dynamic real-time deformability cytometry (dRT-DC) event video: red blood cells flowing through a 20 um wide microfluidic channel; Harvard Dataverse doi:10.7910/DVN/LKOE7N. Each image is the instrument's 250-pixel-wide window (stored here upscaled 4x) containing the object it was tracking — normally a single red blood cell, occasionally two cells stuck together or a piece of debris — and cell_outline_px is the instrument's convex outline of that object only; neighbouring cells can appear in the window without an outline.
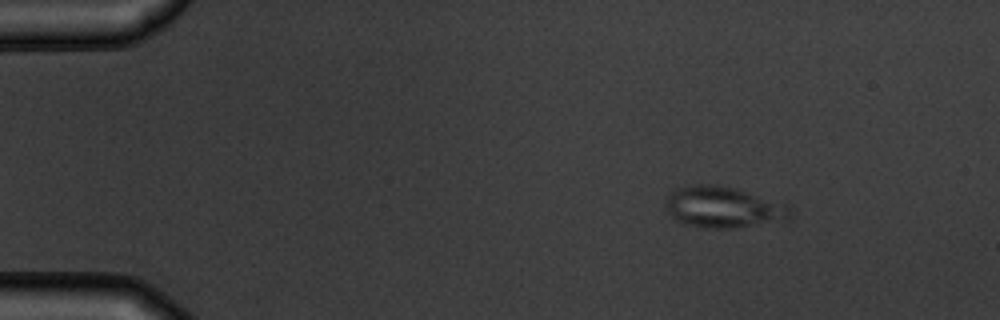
{"species": "common noctule bat (a hibernating species)", "species_latin": "Nyctalus noctula", "temperature_condition": "warm", "stored_images_in_passage": 8, "camera_frame_rate_fps": 3000, "um_per_image_px": 0.085, "animal": {"sex": "male", "body_mass_g": 19.5, "forearm_length_mm": 54.6}, "frame": {"image": 1, "passage_image": 2, "time_ms": 1.333, "image_size_px": [1000, 320], "cell_outline_px": [[792, 212], [788, 220], [736, 228], [704, 228], [684, 224], [676, 220], [664, 208], [664, 204], [668, 196], [676, 188], [696, 184], [716, 184], [736, 188], [788, 204], [792, 208]], "centroid_in_image_um": [61.49, 17.61], "position_along_channel_um": 23.5, "area_um2": 30.35}}
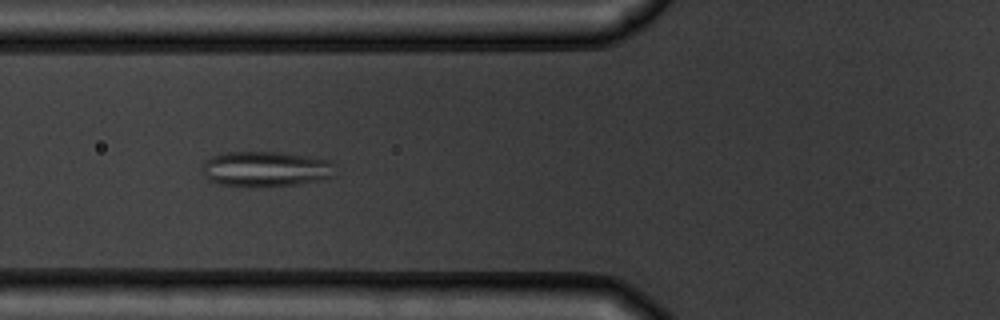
{"frame": {"image": 2, "passage_image": 6, "time_ms": 5.667, "image_size_px": [1000, 320], "cell_outline_px": [[336, 176], [296, 184], [220, 184], [208, 180], [204, 176], [200, 168], [204, 160], [212, 156], [224, 152], [280, 152], [308, 156], [332, 160]], "centroid_in_image_um": [22.57, 14.31], "position_along_channel_um": 103.2, "area_um2": 26.82}}